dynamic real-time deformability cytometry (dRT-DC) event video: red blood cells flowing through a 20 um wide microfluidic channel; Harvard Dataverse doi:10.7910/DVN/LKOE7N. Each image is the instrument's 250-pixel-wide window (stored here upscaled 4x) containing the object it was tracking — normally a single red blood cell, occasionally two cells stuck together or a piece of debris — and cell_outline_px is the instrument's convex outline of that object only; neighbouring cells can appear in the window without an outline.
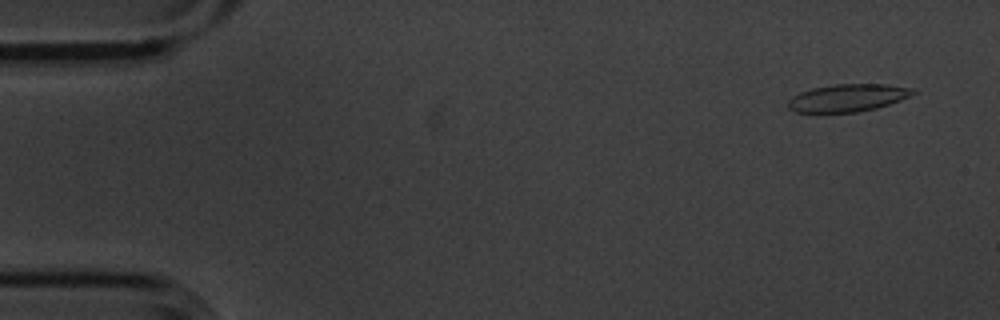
{"species": "common noctule bat (a hibernating species)", "species_latin": "Nyctalus noctula", "temperature_condition": "cold", "stored_images_in_passage": 14, "camera_frame_rate_fps": 3000, "um_per_image_px": 0.085, "animal": {"sex": "male", "body_mass_g": 20.1, "forearm_length_mm": 53.5}, "frame": {"image": 1, "passage_image": 1, "time_ms": 0.0, "image_size_px": [1000, 320], "cell_outline_px": [[916, 92], [900, 100], [876, 108], [856, 112], [796, 112], [788, 108], [788, 100], [792, 96], [800, 92], [812, 88], [832, 84], [888, 84], [916, 88]], "centroid_in_image_um": [72.06, 8.3], "position_along_channel_um": 12.9, "area_um2": 20.06}}
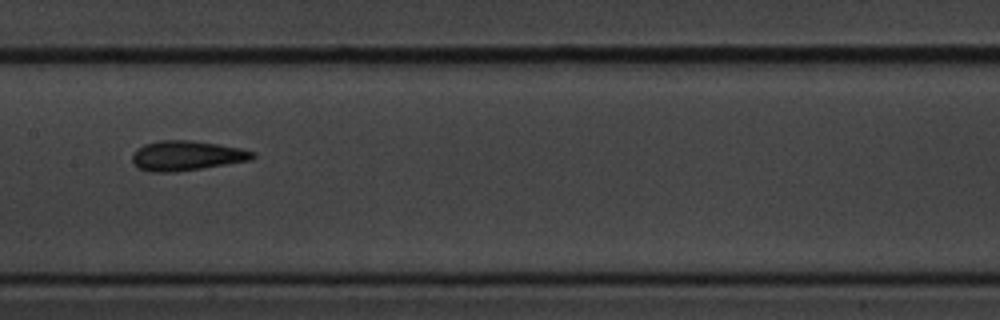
{"frame": {"image": 2, "passage_image": 7, "time_ms": 2.0, "image_size_px": [1000, 320], "cell_outline_px": [[256, 156], [252, 160], [176, 172], [152, 172], [136, 168], [132, 160], [132, 156], [136, 148], [144, 144], [160, 140], [192, 140], [240, 148], [256, 152]], "centroid_in_image_um": [15.84, 13.23], "position_along_channel_um": 191.6, "area_um2": 21.04}}
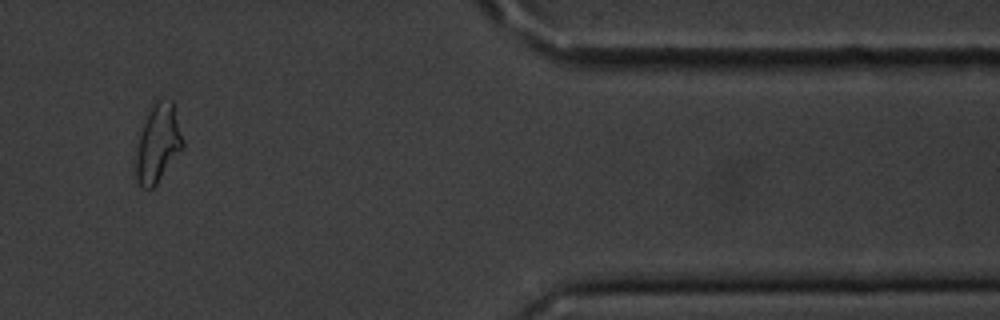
{"frame": {"image": 3, "passage_image": 12, "time_ms": 3.667, "image_size_px": [1000, 320], "cell_outline_px": [[184, 148], [156, 184], [152, 188], [140, 188], [132, 176], [136, 152], [140, 132], [148, 112], [152, 104], [156, 100], [172, 100], [184, 140]], "centroid_in_image_um": [13.39, 12.25], "position_along_channel_um": 398.0, "area_um2": 21.85}}